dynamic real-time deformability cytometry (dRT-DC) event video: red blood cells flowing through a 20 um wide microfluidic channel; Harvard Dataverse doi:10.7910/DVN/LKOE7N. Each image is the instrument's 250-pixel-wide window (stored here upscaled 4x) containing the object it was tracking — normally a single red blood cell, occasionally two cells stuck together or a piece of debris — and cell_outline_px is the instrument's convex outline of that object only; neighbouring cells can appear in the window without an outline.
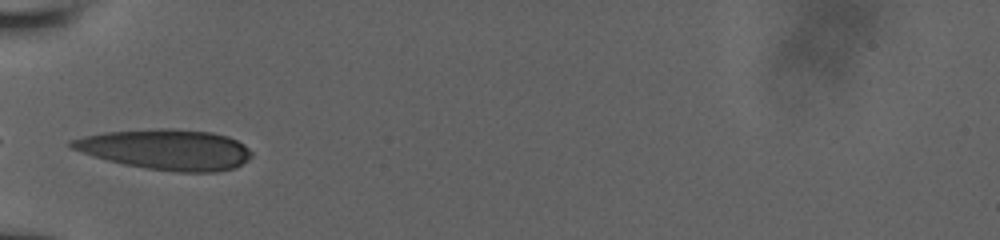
{"species": "human", "species_latin": "Homo sapiens", "temperature_condition": "room temperature", "stored_images_in_passage": 6, "camera_frame_rate_fps": 3000, "um_per_image_px": 0.085, "donor": {"sex": "male"}, "frame": {"image": 1, "passage_image": 1, "time_ms": 0.0, "image_size_px": [1000, 240], "cell_outline_px": [[252, 156], [248, 160], [232, 168], [216, 172], [176, 172], [148, 168], [124, 164], [92, 156], [80, 152], [72, 148], [68, 144], [68, 140], [84, 136], [104, 132], [156, 128], [172, 128], [212, 132], [228, 136], [244, 144], [252, 152]], "centroid_in_image_um": [14.1, 12.69], "position_along_channel_um": 70.9, "area_um2": 42.54}}
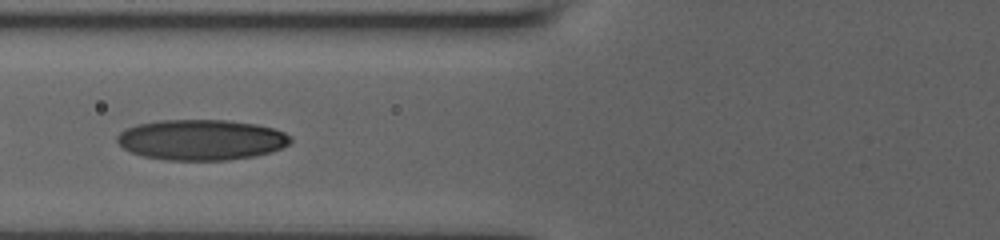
{"frame": {"image": 2, "passage_image": 5, "time_ms": 1.0, "image_size_px": [1000, 240], "cell_outline_px": [[292, 140], [288, 144], [272, 152], [252, 156], [228, 160], [164, 160], [144, 156], [132, 152], [124, 148], [116, 140], [116, 136], [120, 132], [136, 124], [160, 120], [224, 120], [256, 124], [272, 128], [284, 132], [292, 136]], "centroid_in_image_um": [17.11, 11.88], "position_along_channel_um": 108.7, "area_um2": 40.92}}